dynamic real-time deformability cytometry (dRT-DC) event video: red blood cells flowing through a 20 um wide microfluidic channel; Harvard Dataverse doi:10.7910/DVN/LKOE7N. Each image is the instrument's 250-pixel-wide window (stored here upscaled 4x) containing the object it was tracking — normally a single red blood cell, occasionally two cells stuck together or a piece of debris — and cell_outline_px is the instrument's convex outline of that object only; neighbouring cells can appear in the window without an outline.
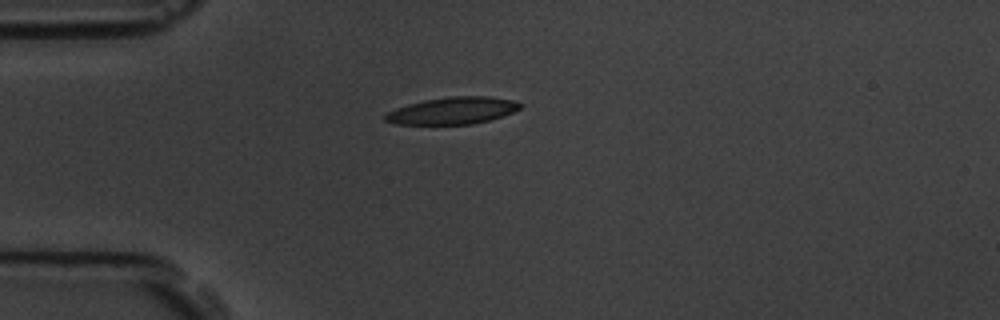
{"species": "common noctule bat (a hibernating species)", "species_latin": "Nyctalus noctula", "temperature_condition": "room temperature", "stored_images_in_passage": 1, "camera_frame_rate_fps": 3000, "um_per_image_px": 0.085, "animal": {"sex": "male", "body_mass_g": 19.5, "forearm_length_mm": 54.6}, "frame": {"image": 1, "passage_image": 1, "time_ms": 0.0, "image_size_px": [1000, 320], "cell_outline_px": [[524, 104], [520, 108], [512, 112], [488, 120], [472, 124], [396, 124], [384, 120], [384, 116], [388, 112], [396, 108], [408, 104], [424, 100], [448, 96], [488, 96], [516, 100]], "centroid_in_image_um": [38.49, 9.39], "position_along_channel_um": 46.5, "area_um2": 21.21}}